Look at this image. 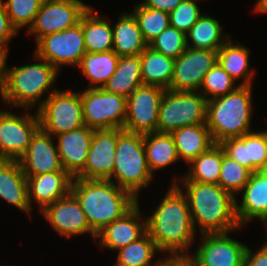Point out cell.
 I'll list each match as a JSON object with an SVG mask.
<instances>
[{
	"label": "cell",
	"instance_id": "28",
	"mask_svg": "<svg viewBox=\"0 0 267 266\" xmlns=\"http://www.w3.org/2000/svg\"><path fill=\"white\" fill-rule=\"evenodd\" d=\"M82 30L86 53L113 50V28L93 7L82 15Z\"/></svg>",
	"mask_w": 267,
	"mask_h": 266
},
{
	"label": "cell",
	"instance_id": "13",
	"mask_svg": "<svg viewBox=\"0 0 267 266\" xmlns=\"http://www.w3.org/2000/svg\"><path fill=\"white\" fill-rule=\"evenodd\" d=\"M166 89L141 85L127 98V114L123 130L147 134L156 132L158 114Z\"/></svg>",
	"mask_w": 267,
	"mask_h": 266
},
{
	"label": "cell",
	"instance_id": "37",
	"mask_svg": "<svg viewBox=\"0 0 267 266\" xmlns=\"http://www.w3.org/2000/svg\"><path fill=\"white\" fill-rule=\"evenodd\" d=\"M250 174L251 171L249 169L226 156L222 149V166L218 185L236 198L237 194L248 183Z\"/></svg>",
	"mask_w": 267,
	"mask_h": 266
},
{
	"label": "cell",
	"instance_id": "44",
	"mask_svg": "<svg viewBox=\"0 0 267 266\" xmlns=\"http://www.w3.org/2000/svg\"><path fill=\"white\" fill-rule=\"evenodd\" d=\"M183 0H144L139 2L142 6L161 10L167 13L172 12Z\"/></svg>",
	"mask_w": 267,
	"mask_h": 266
},
{
	"label": "cell",
	"instance_id": "12",
	"mask_svg": "<svg viewBox=\"0 0 267 266\" xmlns=\"http://www.w3.org/2000/svg\"><path fill=\"white\" fill-rule=\"evenodd\" d=\"M89 7L82 0H44L26 35L35 36L37 42L46 35L73 27Z\"/></svg>",
	"mask_w": 267,
	"mask_h": 266
},
{
	"label": "cell",
	"instance_id": "23",
	"mask_svg": "<svg viewBox=\"0 0 267 266\" xmlns=\"http://www.w3.org/2000/svg\"><path fill=\"white\" fill-rule=\"evenodd\" d=\"M73 177L66 171H55L27 177L28 201L37 202L40 212L71 192ZM34 200V201H33Z\"/></svg>",
	"mask_w": 267,
	"mask_h": 266
},
{
	"label": "cell",
	"instance_id": "4",
	"mask_svg": "<svg viewBox=\"0 0 267 266\" xmlns=\"http://www.w3.org/2000/svg\"><path fill=\"white\" fill-rule=\"evenodd\" d=\"M33 55L37 63L8 66L6 85L1 96L5 106L32 111L31 109H35V106L38 109L57 90L52 85L56 83L59 71L47 61ZM45 92L49 93L42 100L41 97Z\"/></svg>",
	"mask_w": 267,
	"mask_h": 266
},
{
	"label": "cell",
	"instance_id": "45",
	"mask_svg": "<svg viewBox=\"0 0 267 266\" xmlns=\"http://www.w3.org/2000/svg\"><path fill=\"white\" fill-rule=\"evenodd\" d=\"M8 50V47L0 45V96H2L6 85Z\"/></svg>",
	"mask_w": 267,
	"mask_h": 266
},
{
	"label": "cell",
	"instance_id": "32",
	"mask_svg": "<svg viewBox=\"0 0 267 266\" xmlns=\"http://www.w3.org/2000/svg\"><path fill=\"white\" fill-rule=\"evenodd\" d=\"M143 144L148 167L152 173L179 161L174 139L168 133L143 134Z\"/></svg>",
	"mask_w": 267,
	"mask_h": 266
},
{
	"label": "cell",
	"instance_id": "21",
	"mask_svg": "<svg viewBox=\"0 0 267 266\" xmlns=\"http://www.w3.org/2000/svg\"><path fill=\"white\" fill-rule=\"evenodd\" d=\"M141 215L139 201H137L121 218L116 219L96 234L99 246L117 251L141 238L147 232L146 219Z\"/></svg>",
	"mask_w": 267,
	"mask_h": 266
},
{
	"label": "cell",
	"instance_id": "42",
	"mask_svg": "<svg viewBox=\"0 0 267 266\" xmlns=\"http://www.w3.org/2000/svg\"><path fill=\"white\" fill-rule=\"evenodd\" d=\"M19 33L12 25L10 18L5 10V7L0 0V45L8 47L11 39Z\"/></svg>",
	"mask_w": 267,
	"mask_h": 266
},
{
	"label": "cell",
	"instance_id": "11",
	"mask_svg": "<svg viewBox=\"0 0 267 266\" xmlns=\"http://www.w3.org/2000/svg\"><path fill=\"white\" fill-rule=\"evenodd\" d=\"M25 110V114L17 115L0 109V159L19 160L40 128L36 109L33 114Z\"/></svg>",
	"mask_w": 267,
	"mask_h": 266
},
{
	"label": "cell",
	"instance_id": "35",
	"mask_svg": "<svg viewBox=\"0 0 267 266\" xmlns=\"http://www.w3.org/2000/svg\"><path fill=\"white\" fill-rule=\"evenodd\" d=\"M113 266H159L161 258L153 261L159 252L155 242L146 232L141 238L120 248Z\"/></svg>",
	"mask_w": 267,
	"mask_h": 266
},
{
	"label": "cell",
	"instance_id": "1",
	"mask_svg": "<svg viewBox=\"0 0 267 266\" xmlns=\"http://www.w3.org/2000/svg\"><path fill=\"white\" fill-rule=\"evenodd\" d=\"M156 209L146 217L147 233L161 253L167 256H189L197 236L186 195L171 184Z\"/></svg>",
	"mask_w": 267,
	"mask_h": 266
},
{
	"label": "cell",
	"instance_id": "30",
	"mask_svg": "<svg viewBox=\"0 0 267 266\" xmlns=\"http://www.w3.org/2000/svg\"><path fill=\"white\" fill-rule=\"evenodd\" d=\"M223 33L220 22L203 13L186 33L187 47L218 51L231 38L229 33H225V35Z\"/></svg>",
	"mask_w": 267,
	"mask_h": 266
},
{
	"label": "cell",
	"instance_id": "20",
	"mask_svg": "<svg viewBox=\"0 0 267 266\" xmlns=\"http://www.w3.org/2000/svg\"><path fill=\"white\" fill-rule=\"evenodd\" d=\"M240 194V204L235 198V213L241 228L256 218L264 225L267 221V170L251 172Z\"/></svg>",
	"mask_w": 267,
	"mask_h": 266
},
{
	"label": "cell",
	"instance_id": "7",
	"mask_svg": "<svg viewBox=\"0 0 267 266\" xmlns=\"http://www.w3.org/2000/svg\"><path fill=\"white\" fill-rule=\"evenodd\" d=\"M207 99L199 91L165 90L156 132L171 134L188 125L206 124Z\"/></svg>",
	"mask_w": 267,
	"mask_h": 266
},
{
	"label": "cell",
	"instance_id": "26",
	"mask_svg": "<svg viewBox=\"0 0 267 266\" xmlns=\"http://www.w3.org/2000/svg\"><path fill=\"white\" fill-rule=\"evenodd\" d=\"M235 45L230 38L218 51L217 62L240 86H252L254 69L250 68V49L237 41Z\"/></svg>",
	"mask_w": 267,
	"mask_h": 266
},
{
	"label": "cell",
	"instance_id": "33",
	"mask_svg": "<svg viewBox=\"0 0 267 266\" xmlns=\"http://www.w3.org/2000/svg\"><path fill=\"white\" fill-rule=\"evenodd\" d=\"M141 74L143 85L170 88L175 59L147 47L141 54Z\"/></svg>",
	"mask_w": 267,
	"mask_h": 266
},
{
	"label": "cell",
	"instance_id": "3",
	"mask_svg": "<svg viewBox=\"0 0 267 266\" xmlns=\"http://www.w3.org/2000/svg\"><path fill=\"white\" fill-rule=\"evenodd\" d=\"M71 193L95 234L121 218L138 201L129 191L109 180L73 178Z\"/></svg>",
	"mask_w": 267,
	"mask_h": 266
},
{
	"label": "cell",
	"instance_id": "16",
	"mask_svg": "<svg viewBox=\"0 0 267 266\" xmlns=\"http://www.w3.org/2000/svg\"><path fill=\"white\" fill-rule=\"evenodd\" d=\"M41 214L51 227L66 239L87 233L96 240V234L91 230L86 215L71 192L48 205Z\"/></svg>",
	"mask_w": 267,
	"mask_h": 266
},
{
	"label": "cell",
	"instance_id": "6",
	"mask_svg": "<svg viewBox=\"0 0 267 266\" xmlns=\"http://www.w3.org/2000/svg\"><path fill=\"white\" fill-rule=\"evenodd\" d=\"M153 177L146 159L143 134L118 128L114 170L109 181L129 191L139 200V191L148 188Z\"/></svg>",
	"mask_w": 267,
	"mask_h": 266
},
{
	"label": "cell",
	"instance_id": "31",
	"mask_svg": "<svg viewBox=\"0 0 267 266\" xmlns=\"http://www.w3.org/2000/svg\"><path fill=\"white\" fill-rule=\"evenodd\" d=\"M188 172L179 180L173 179L172 184L179 181H193L203 184H218L222 166V147L215 143L206 152L200 154L189 164Z\"/></svg>",
	"mask_w": 267,
	"mask_h": 266
},
{
	"label": "cell",
	"instance_id": "36",
	"mask_svg": "<svg viewBox=\"0 0 267 266\" xmlns=\"http://www.w3.org/2000/svg\"><path fill=\"white\" fill-rule=\"evenodd\" d=\"M131 13L134 15L147 44L170 26L169 13L167 12L138 4L135 5Z\"/></svg>",
	"mask_w": 267,
	"mask_h": 266
},
{
	"label": "cell",
	"instance_id": "15",
	"mask_svg": "<svg viewBox=\"0 0 267 266\" xmlns=\"http://www.w3.org/2000/svg\"><path fill=\"white\" fill-rule=\"evenodd\" d=\"M217 63V51L186 48L175 59L170 91H199L204 75Z\"/></svg>",
	"mask_w": 267,
	"mask_h": 266
},
{
	"label": "cell",
	"instance_id": "5",
	"mask_svg": "<svg viewBox=\"0 0 267 266\" xmlns=\"http://www.w3.org/2000/svg\"><path fill=\"white\" fill-rule=\"evenodd\" d=\"M252 86H239L227 95L207 101L206 125L214 143L250 133Z\"/></svg>",
	"mask_w": 267,
	"mask_h": 266
},
{
	"label": "cell",
	"instance_id": "27",
	"mask_svg": "<svg viewBox=\"0 0 267 266\" xmlns=\"http://www.w3.org/2000/svg\"><path fill=\"white\" fill-rule=\"evenodd\" d=\"M141 85L143 83L140 55H123L119 57L116 70L103 89L128 98Z\"/></svg>",
	"mask_w": 267,
	"mask_h": 266
},
{
	"label": "cell",
	"instance_id": "38",
	"mask_svg": "<svg viewBox=\"0 0 267 266\" xmlns=\"http://www.w3.org/2000/svg\"><path fill=\"white\" fill-rule=\"evenodd\" d=\"M240 85L217 62L205 75L199 92L207 101L227 95Z\"/></svg>",
	"mask_w": 267,
	"mask_h": 266
},
{
	"label": "cell",
	"instance_id": "17",
	"mask_svg": "<svg viewBox=\"0 0 267 266\" xmlns=\"http://www.w3.org/2000/svg\"><path fill=\"white\" fill-rule=\"evenodd\" d=\"M118 128L94 130L84 168L74 177L109 180L114 170Z\"/></svg>",
	"mask_w": 267,
	"mask_h": 266
},
{
	"label": "cell",
	"instance_id": "14",
	"mask_svg": "<svg viewBox=\"0 0 267 266\" xmlns=\"http://www.w3.org/2000/svg\"><path fill=\"white\" fill-rule=\"evenodd\" d=\"M229 234H201L200 245L189 257L197 266H243L248 246Z\"/></svg>",
	"mask_w": 267,
	"mask_h": 266
},
{
	"label": "cell",
	"instance_id": "25",
	"mask_svg": "<svg viewBox=\"0 0 267 266\" xmlns=\"http://www.w3.org/2000/svg\"><path fill=\"white\" fill-rule=\"evenodd\" d=\"M179 159L188 164L215 143L206 124L188 125L171 133Z\"/></svg>",
	"mask_w": 267,
	"mask_h": 266
},
{
	"label": "cell",
	"instance_id": "34",
	"mask_svg": "<svg viewBox=\"0 0 267 266\" xmlns=\"http://www.w3.org/2000/svg\"><path fill=\"white\" fill-rule=\"evenodd\" d=\"M119 55L113 51L100 53H85L78 68L90 83L87 88H103L105 83L114 74Z\"/></svg>",
	"mask_w": 267,
	"mask_h": 266
},
{
	"label": "cell",
	"instance_id": "18",
	"mask_svg": "<svg viewBox=\"0 0 267 266\" xmlns=\"http://www.w3.org/2000/svg\"><path fill=\"white\" fill-rule=\"evenodd\" d=\"M224 154L251 172L267 170V133L252 131L221 141Z\"/></svg>",
	"mask_w": 267,
	"mask_h": 266
},
{
	"label": "cell",
	"instance_id": "39",
	"mask_svg": "<svg viewBox=\"0 0 267 266\" xmlns=\"http://www.w3.org/2000/svg\"><path fill=\"white\" fill-rule=\"evenodd\" d=\"M12 25L19 31L33 25L44 0H1Z\"/></svg>",
	"mask_w": 267,
	"mask_h": 266
},
{
	"label": "cell",
	"instance_id": "46",
	"mask_svg": "<svg viewBox=\"0 0 267 266\" xmlns=\"http://www.w3.org/2000/svg\"><path fill=\"white\" fill-rule=\"evenodd\" d=\"M159 266H197L189 256H164Z\"/></svg>",
	"mask_w": 267,
	"mask_h": 266
},
{
	"label": "cell",
	"instance_id": "9",
	"mask_svg": "<svg viewBox=\"0 0 267 266\" xmlns=\"http://www.w3.org/2000/svg\"><path fill=\"white\" fill-rule=\"evenodd\" d=\"M80 97L86 126L94 130L123 129L127 98L103 88H86L80 91Z\"/></svg>",
	"mask_w": 267,
	"mask_h": 266
},
{
	"label": "cell",
	"instance_id": "10",
	"mask_svg": "<svg viewBox=\"0 0 267 266\" xmlns=\"http://www.w3.org/2000/svg\"><path fill=\"white\" fill-rule=\"evenodd\" d=\"M35 43L34 54L47 61L59 72L63 65L78 67L86 53L82 17L75 26L46 35Z\"/></svg>",
	"mask_w": 267,
	"mask_h": 266
},
{
	"label": "cell",
	"instance_id": "2",
	"mask_svg": "<svg viewBox=\"0 0 267 266\" xmlns=\"http://www.w3.org/2000/svg\"><path fill=\"white\" fill-rule=\"evenodd\" d=\"M176 185L187 197L196 233L197 225L199 235L241 230L235 213V198L220 185L193 181H180V185Z\"/></svg>",
	"mask_w": 267,
	"mask_h": 266
},
{
	"label": "cell",
	"instance_id": "24",
	"mask_svg": "<svg viewBox=\"0 0 267 266\" xmlns=\"http://www.w3.org/2000/svg\"><path fill=\"white\" fill-rule=\"evenodd\" d=\"M0 198L31 217L27 177L18 160L0 159Z\"/></svg>",
	"mask_w": 267,
	"mask_h": 266
},
{
	"label": "cell",
	"instance_id": "8",
	"mask_svg": "<svg viewBox=\"0 0 267 266\" xmlns=\"http://www.w3.org/2000/svg\"><path fill=\"white\" fill-rule=\"evenodd\" d=\"M40 128L53 137L85 126L80 92L54 91L36 109Z\"/></svg>",
	"mask_w": 267,
	"mask_h": 266
},
{
	"label": "cell",
	"instance_id": "22",
	"mask_svg": "<svg viewBox=\"0 0 267 266\" xmlns=\"http://www.w3.org/2000/svg\"><path fill=\"white\" fill-rule=\"evenodd\" d=\"M93 135L85 125L55 136L61 165L73 178L84 168Z\"/></svg>",
	"mask_w": 267,
	"mask_h": 266
},
{
	"label": "cell",
	"instance_id": "48",
	"mask_svg": "<svg viewBox=\"0 0 267 266\" xmlns=\"http://www.w3.org/2000/svg\"><path fill=\"white\" fill-rule=\"evenodd\" d=\"M264 224H265L264 225V227H265V234L264 235H266L265 237L267 239V221ZM266 242H267V240H266Z\"/></svg>",
	"mask_w": 267,
	"mask_h": 266
},
{
	"label": "cell",
	"instance_id": "43",
	"mask_svg": "<svg viewBox=\"0 0 267 266\" xmlns=\"http://www.w3.org/2000/svg\"><path fill=\"white\" fill-rule=\"evenodd\" d=\"M243 266H267V242L255 252L247 247Z\"/></svg>",
	"mask_w": 267,
	"mask_h": 266
},
{
	"label": "cell",
	"instance_id": "41",
	"mask_svg": "<svg viewBox=\"0 0 267 266\" xmlns=\"http://www.w3.org/2000/svg\"><path fill=\"white\" fill-rule=\"evenodd\" d=\"M197 3L196 0H183L169 13L170 26L186 34L203 14Z\"/></svg>",
	"mask_w": 267,
	"mask_h": 266
},
{
	"label": "cell",
	"instance_id": "47",
	"mask_svg": "<svg viewBox=\"0 0 267 266\" xmlns=\"http://www.w3.org/2000/svg\"><path fill=\"white\" fill-rule=\"evenodd\" d=\"M253 9V12H256L258 14L267 13V0H257L256 5Z\"/></svg>",
	"mask_w": 267,
	"mask_h": 266
},
{
	"label": "cell",
	"instance_id": "40",
	"mask_svg": "<svg viewBox=\"0 0 267 266\" xmlns=\"http://www.w3.org/2000/svg\"><path fill=\"white\" fill-rule=\"evenodd\" d=\"M148 47L167 57L176 59L187 48L186 34L169 26L154 38Z\"/></svg>",
	"mask_w": 267,
	"mask_h": 266
},
{
	"label": "cell",
	"instance_id": "19",
	"mask_svg": "<svg viewBox=\"0 0 267 266\" xmlns=\"http://www.w3.org/2000/svg\"><path fill=\"white\" fill-rule=\"evenodd\" d=\"M54 139L41 128L33 135L27 152L18 160L26 177L65 171Z\"/></svg>",
	"mask_w": 267,
	"mask_h": 266
},
{
	"label": "cell",
	"instance_id": "29",
	"mask_svg": "<svg viewBox=\"0 0 267 266\" xmlns=\"http://www.w3.org/2000/svg\"><path fill=\"white\" fill-rule=\"evenodd\" d=\"M113 28V51L119 56L140 55L148 44L144 41L140 27L131 12H124Z\"/></svg>",
	"mask_w": 267,
	"mask_h": 266
}]
</instances>
